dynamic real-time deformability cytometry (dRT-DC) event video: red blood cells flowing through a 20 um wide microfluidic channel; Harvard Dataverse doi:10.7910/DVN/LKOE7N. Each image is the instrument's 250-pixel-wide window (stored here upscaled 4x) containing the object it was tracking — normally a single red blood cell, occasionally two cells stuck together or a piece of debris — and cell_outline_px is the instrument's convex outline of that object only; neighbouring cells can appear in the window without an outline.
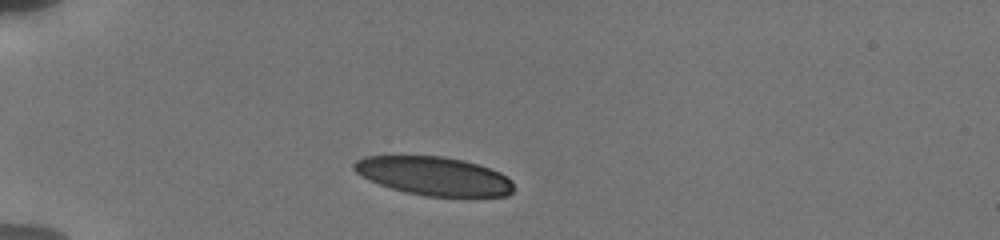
{"species": "human", "species_latin": "Homo sapiens", "temperature_condition": "cold", "stored_images_in_passage": 4, "camera_frame_rate_fps": 3000, "um_per_image_px": 0.085, "donor": {"sex": "male"}, "frame": {"image": 1, "passage_image": 2, "time_ms": 0.667, "image_size_px": [1000, 240], "cell_outline_px": [[516, 188], [508, 196], [428, 196], [408, 192], [392, 188], [380, 184], [356, 172], [352, 168], [352, 164], [356, 160], [364, 156], [444, 156], [464, 160], [500, 172], [512, 180]], "centroid_in_image_um": [36.93, 14.95], "position_along_channel_um": 48.1, "area_um2": 35.72}}
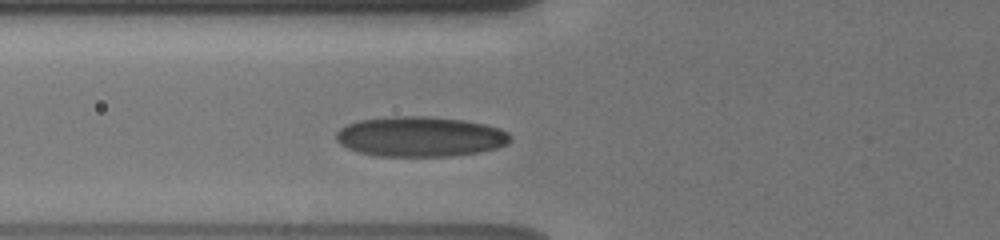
{"frame": {"image": 2, "passage_image": 4, "time_ms": 2.667, "image_size_px": [1000, 240], "cell_outline_px": [[512, 140], [508, 144], [496, 148], [480, 152], [448, 156], [380, 156], [360, 152], [348, 148], [340, 144], [336, 140], [336, 132], [340, 128], [348, 124], [360, 120], [392, 116], [428, 116], [464, 120], [484, 124], [500, 128], [508, 132]], "centroid_in_image_um": [35.74, 11.61], "position_along_channel_um": 90.1, "area_um2": 40.75}}